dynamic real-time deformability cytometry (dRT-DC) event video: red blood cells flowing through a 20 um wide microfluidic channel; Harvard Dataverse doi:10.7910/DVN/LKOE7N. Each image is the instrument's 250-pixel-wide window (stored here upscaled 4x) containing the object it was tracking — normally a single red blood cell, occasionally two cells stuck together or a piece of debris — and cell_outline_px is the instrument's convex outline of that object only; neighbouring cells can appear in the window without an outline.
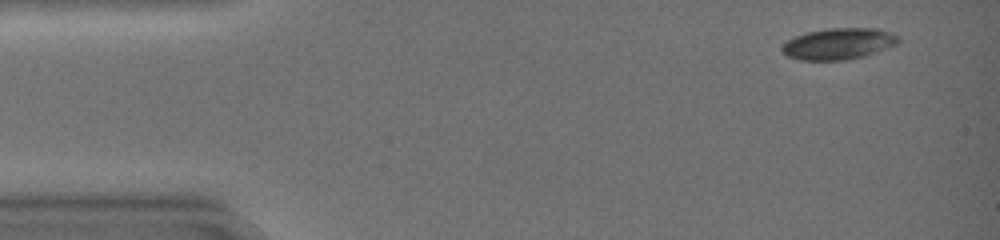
{"species": "common noctule bat (a hibernating species)", "species_latin": "Nyctalus noctula", "temperature_condition": "warm", "stored_images_in_passage": 44, "camera_frame_rate_fps": 3000, "um_per_image_px": 0.085, "animal": {"sex": "female", "body_mass_g": 19.0, "forearm_length_mm": 51.5}, "frame": {"image": 1, "passage_image": 3, "time_ms": 0.667, "image_size_px": [1000, 240], "cell_outline_px": [[900, 40], [896, 44], [876, 52], [864, 56], [844, 60], [800, 60], [788, 56], [780, 52], [780, 48], [788, 40], [796, 36], [808, 32], [828, 28], [876, 28], [888, 32], [896, 36]], "centroid_in_image_um": [71.24, 3.72], "position_along_channel_um": 13.8, "area_um2": 21.04}}
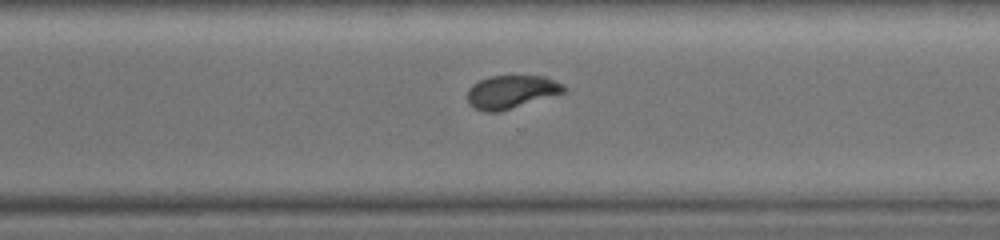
{"frame": {"image": 2, "passage_image": 32, "time_ms": 10.333, "image_size_px": [1000, 240], "cell_outline_px": [[568, 88], [564, 92], [500, 112], [484, 112], [468, 104], [468, 88], [472, 84], [488, 76], [544, 76], [564, 84]], "centroid_in_image_um": [43.45, 7.81], "position_along_channel_um": 327.2, "area_um2": 18.67}}
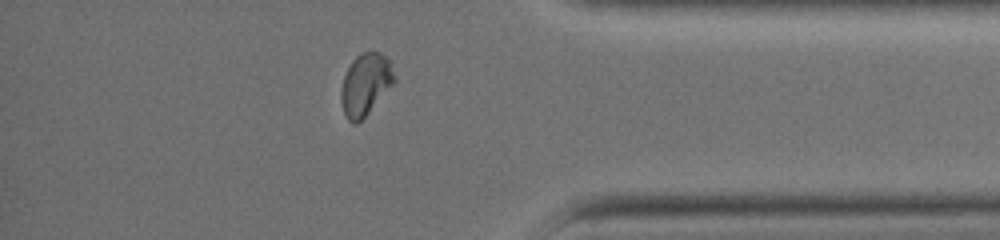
{"frame": {"image": 3, "passage_image": 38, "time_ms": 12.333, "image_size_px": [1000, 240], "cell_outline_px": [[396, 80], [368, 112], [356, 124], [352, 124], [348, 120], [344, 112], [340, 100], [340, 92], [344, 76], [352, 60], [360, 52], [380, 52], [388, 60], [396, 76]], "centroid_in_image_um": [31.04, 7.16], "position_along_channel_um": 404.2, "area_um2": 18.9}, "authors_computed_cell_mechanics": {"area_um2": 20.3456, "velocity_mm_per_s": 4.3053, "shape_relaxation_time_tau1_ms": null, "shape_relaxation_time_tau2_ms": 1.3329, "deformation_change_tau1": null, "deformation_change_tau2": 0.0445}}